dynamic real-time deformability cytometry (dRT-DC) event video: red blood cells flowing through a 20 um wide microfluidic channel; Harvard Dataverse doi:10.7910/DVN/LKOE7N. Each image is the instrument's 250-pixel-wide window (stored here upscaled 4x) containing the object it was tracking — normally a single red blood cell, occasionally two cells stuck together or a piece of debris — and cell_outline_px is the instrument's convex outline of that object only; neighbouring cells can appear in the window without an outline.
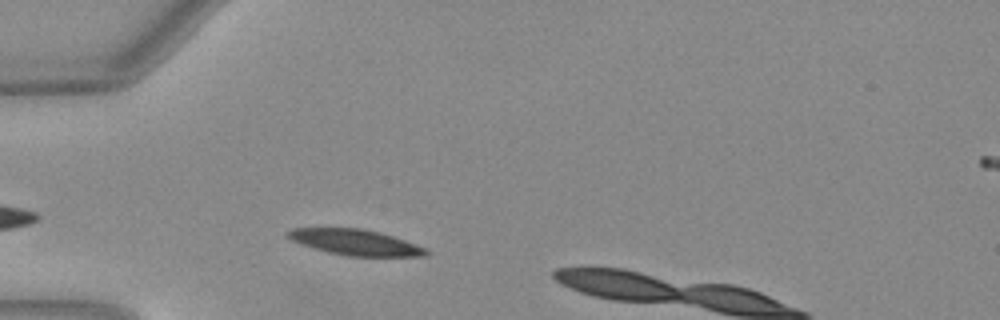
{"species": "Egyptian fruit bat (a non-hibernating species)", "species_latin": "Rousettus aegyptiacus", "temperature_condition": "warm", "stored_images_in_passage": 10, "camera_frame_rate_fps": 3000, "um_per_image_px": 0.085, "animal": {"sex": "female"}, "frame": {"image": 1, "passage_image": 5, "time_ms": 1.333, "image_size_px": [1000, 320], "cell_outline_px": [[428, 256], [348, 256], [328, 252], [292, 240], [288, 236], [288, 232], [292, 228], [360, 228], [380, 232], [428, 248]], "centroid_in_image_um": [30.27, 20.59], "position_along_channel_um": 54.7, "area_um2": 20.4}}
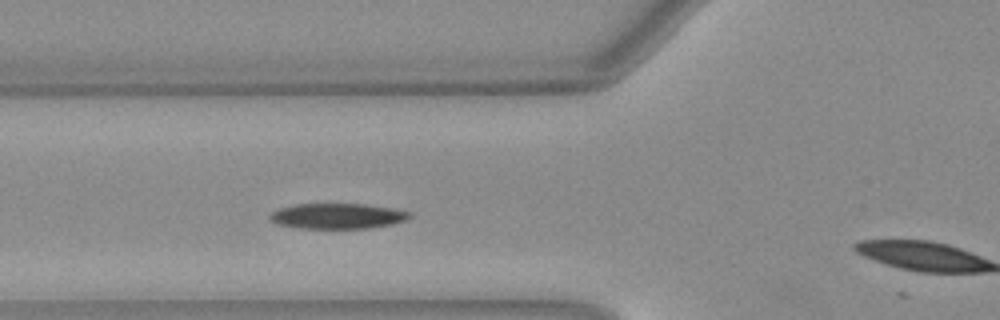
{"frame": {"image": 2, "passage_image": 9, "time_ms": 2.667, "image_size_px": [1000, 320], "cell_outline_px": [[412, 216], [404, 220], [392, 224], [368, 228], [300, 228], [276, 224], [268, 220], [268, 216], [272, 212], [280, 208], [292, 204], [364, 204], [392, 208], [408, 212]], "centroid_in_image_um": [28.61, 18.36], "position_along_channel_um": 97.2, "area_um2": 20.63}}